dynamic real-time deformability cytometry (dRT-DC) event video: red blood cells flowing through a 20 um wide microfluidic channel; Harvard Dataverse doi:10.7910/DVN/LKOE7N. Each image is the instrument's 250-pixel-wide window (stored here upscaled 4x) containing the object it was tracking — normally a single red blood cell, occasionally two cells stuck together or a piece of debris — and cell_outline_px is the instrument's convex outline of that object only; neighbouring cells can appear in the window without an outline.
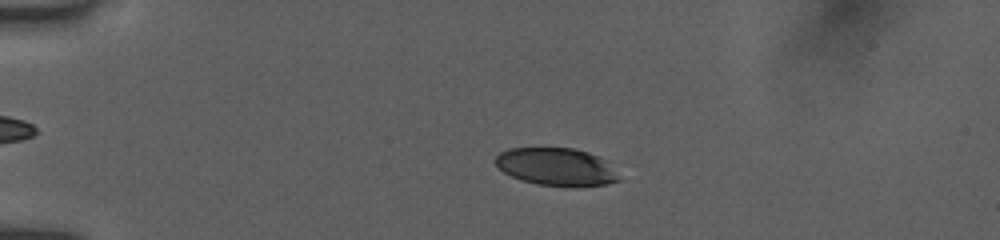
{"species": "human", "species_latin": "Homo sapiens", "temperature_condition": "room temperature", "stored_images_in_passage": 50, "camera_frame_rate_fps": 3000, "um_per_image_px": 0.085, "donor": {"sex": "female"}, "frame": {"image": 1, "passage_image": 16, "time_ms": 4.333, "image_size_px": [1000, 240], "cell_outline_px": [[620, 180], [608, 184], [572, 188], [536, 184], [512, 176], [504, 172], [492, 160], [500, 152], [512, 148], [572, 148], [588, 152], [600, 156], [608, 160]], "centroid_in_image_um": [47.33, 14.19], "position_along_channel_um": 37.7, "area_um2": 27.46}}
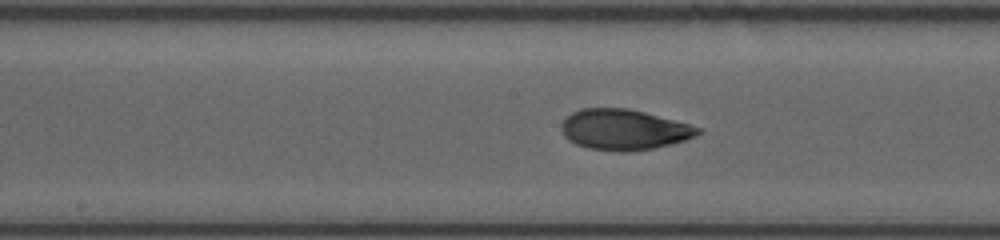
{"frame": {"image": 2, "passage_image": 35, "time_ms": 9.667, "image_size_px": [1000, 240], "cell_outline_px": [[704, 132], [696, 136], [684, 140], [652, 148], [628, 152], [620, 152], [588, 148], [576, 144], [568, 140], [564, 136], [560, 128], [560, 124], [572, 112], [580, 108], [628, 108], [644, 112], [704, 128]], "centroid_in_image_um": [53.03, 11.01], "position_along_channel_um": 195.2, "area_um2": 32.37}}
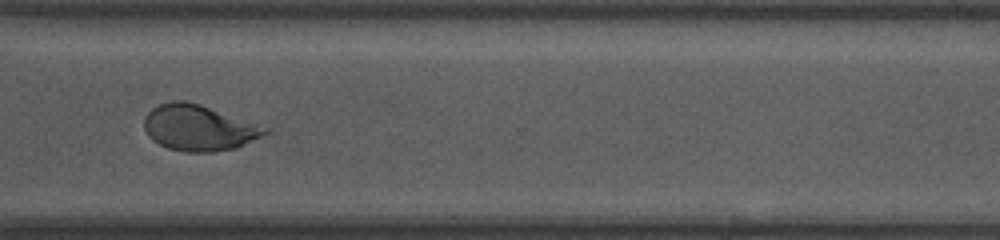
{"frame": {"image": 3, "passage_image": 49, "time_ms": 13.667, "image_size_px": [1000, 240], "cell_outline_px": [[272, 132], [236, 148], [208, 152], [184, 152], [168, 148], [152, 140], [148, 136], [144, 128], [144, 116], [152, 108], [160, 104], [172, 100], [184, 100], [200, 104], [272, 128]], "centroid_in_image_um": [16.93, 10.86], "position_along_channel_um": 353.7, "area_um2": 32.66}}